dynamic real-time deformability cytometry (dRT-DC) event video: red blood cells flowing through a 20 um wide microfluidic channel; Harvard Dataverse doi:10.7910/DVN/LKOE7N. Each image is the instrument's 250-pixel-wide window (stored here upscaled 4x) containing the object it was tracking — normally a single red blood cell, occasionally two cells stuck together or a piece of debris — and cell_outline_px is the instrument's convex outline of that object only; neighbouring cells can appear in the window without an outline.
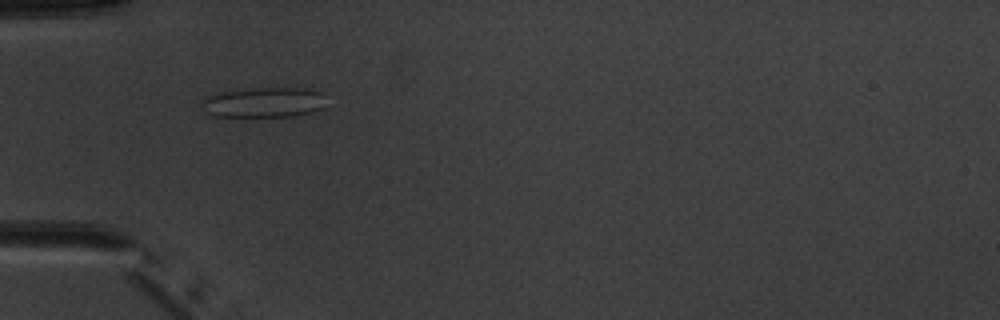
{"species": "common noctule bat (a hibernating species)", "species_latin": "Nyctalus noctula", "temperature_condition": "warm", "stored_images_in_passage": 6, "camera_frame_rate_fps": 3000, "um_per_image_px": 0.085, "animal": {"sex": "male", "body_mass_g": 20.1, "forearm_length_mm": 53.5}, "frame": {"image": 1, "passage_image": 5, "time_ms": 4.667, "image_size_px": [1000, 320], "cell_outline_px": [[324, 108], [312, 112], [296, 116], [216, 116], [208, 112], [204, 104], [204, 96], [220, 92], [252, 88], [304, 88], [324, 92]], "centroid_in_image_um": [22.51, 8.69], "position_along_channel_um": 62.5, "area_um2": 21.73}}
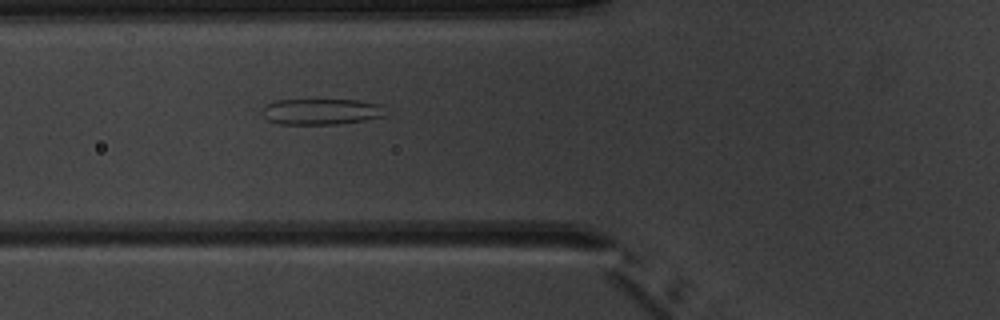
{"frame": {"image": 2, "passage_image": 6, "time_ms": 5.667, "image_size_px": [1000, 320], "cell_outline_px": [[384, 116], [368, 120], [336, 124], [280, 124], [268, 120], [260, 112], [260, 108], [264, 104], [276, 100], [356, 100], [380, 104]], "centroid_in_image_um": [27.22, 9.49], "position_along_channel_um": 98.6, "area_um2": 18.73}}